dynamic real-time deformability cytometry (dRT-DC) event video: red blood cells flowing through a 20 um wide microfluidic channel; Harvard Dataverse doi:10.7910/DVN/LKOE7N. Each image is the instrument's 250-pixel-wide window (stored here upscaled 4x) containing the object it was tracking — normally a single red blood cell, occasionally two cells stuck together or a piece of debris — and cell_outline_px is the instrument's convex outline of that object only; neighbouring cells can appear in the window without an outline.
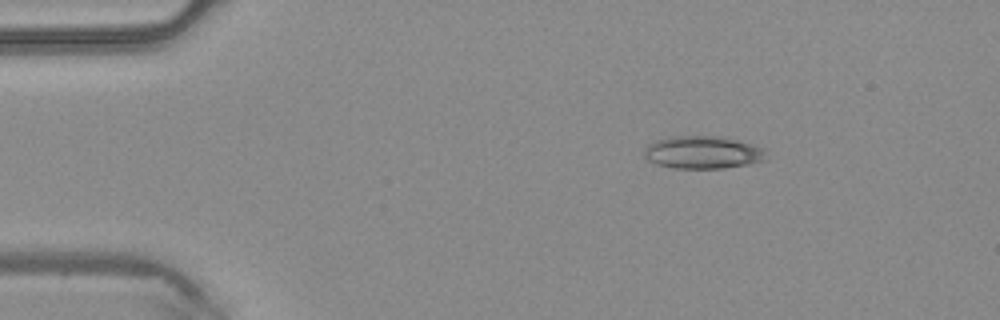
{"species": "common noctule bat (a hibernating species)", "species_latin": "Nyctalus noctula", "temperature_condition": "warm", "stored_images_in_passage": 41, "camera_frame_rate_fps": 3000, "um_per_image_px": 0.085, "animal": {"sex": "male", "body_mass_g": 20.4}, "frame": {"image": 1, "passage_image": 1, "time_ms": 0.0, "image_size_px": [1000, 320], "cell_outline_px": [[768, 160], [748, 164], [724, 168], [672, 168], [656, 164], [648, 160], [644, 156], [644, 148], [648, 144], [656, 140], [672, 136], [716, 136], [740, 140], [764, 148]], "centroid_in_image_um": [59.75, 12.95], "position_along_channel_um": 25.2, "area_um2": 23.47}}
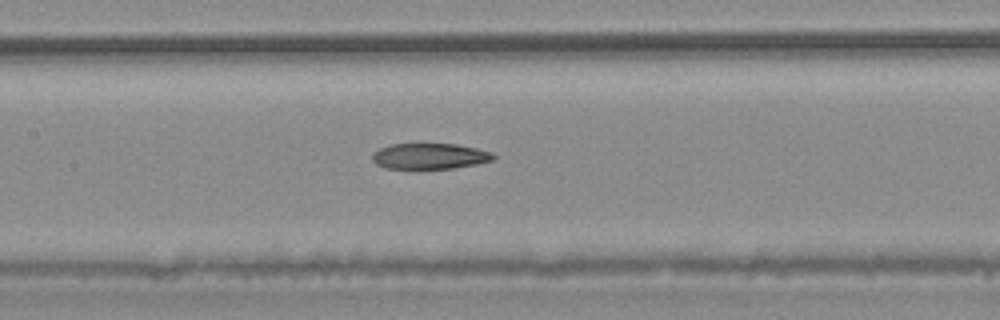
{"frame": {"image": 2, "passage_image": 16, "time_ms": 5.0, "image_size_px": [1000, 320], "cell_outline_px": [[496, 156], [492, 160], [476, 164], [452, 168], [384, 168], [376, 164], [372, 160], [372, 152], [380, 148], [392, 144], [416, 140], [456, 144], [476, 148], [492, 152]], "centroid_in_image_um": [36.47, 13.21], "position_along_channel_um": 170.9, "area_um2": 19.02}}
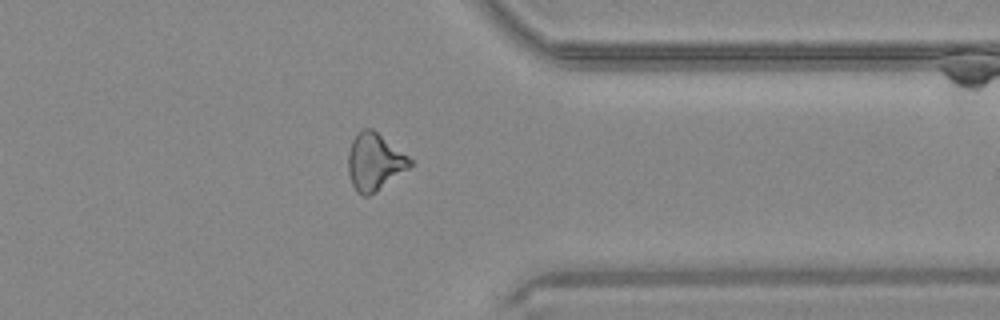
{"frame": {"image": 3, "passage_image": 31, "time_ms": 10.0, "image_size_px": [1000, 320], "cell_outline_px": [[412, 164], [408, 168], [376, 192], [368, 196], [364, 196], [356, 192], [352, 184], [348, 172], [348, 152], [352, 140], [356, 132], [360, 128], [372, 128], [408, 156], [412, 160]], "centroid_in_image_um": [31.8, 13.74], "position_along_channel_um": 379.6, "area_um2": 20.58}}